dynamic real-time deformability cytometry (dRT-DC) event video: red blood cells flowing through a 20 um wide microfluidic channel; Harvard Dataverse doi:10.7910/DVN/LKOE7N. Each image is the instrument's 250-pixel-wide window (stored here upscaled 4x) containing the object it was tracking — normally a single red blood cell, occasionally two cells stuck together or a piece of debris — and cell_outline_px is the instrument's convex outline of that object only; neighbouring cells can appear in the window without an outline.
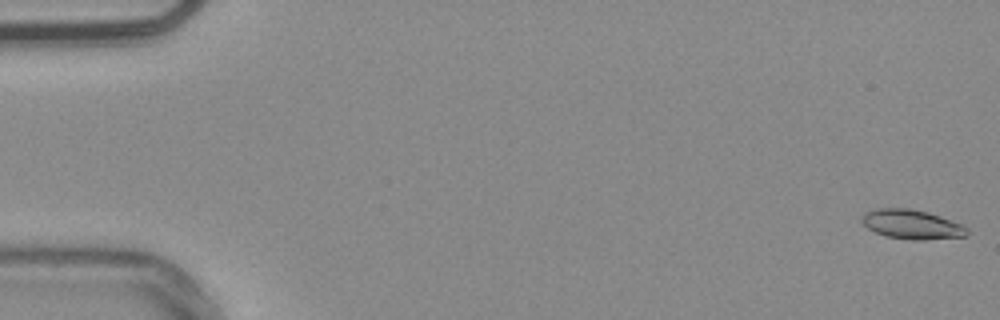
{"species": "common noctule bat (a hibernating species)", "species_latin": "Nyctalus noctula", "temperature_condition": "warm", "stored_images_in_passage": 54, "camera_frame_rate_fps": 3000, "um_per_image_px": 0.085, "animal": {"sex": "male", "body_mass_g": 20.4}, "frame": {"image": 1, "passage_image": 1, "time_ms": 0.0, "image_size_px": [1000, 320], "cell_outline_px": [[968, 236], [924, 240], [912, 240], [884, 236], [868, 228], [860, 220], [864, 212], [876, 208], [908, 208], [928, 212], [940, 216], [960, 224], [968, 228]], "centroid_in_image_um": [77.49, 19.07], "position_along_channel_um": 7.5, "area_um2": 18.09}}
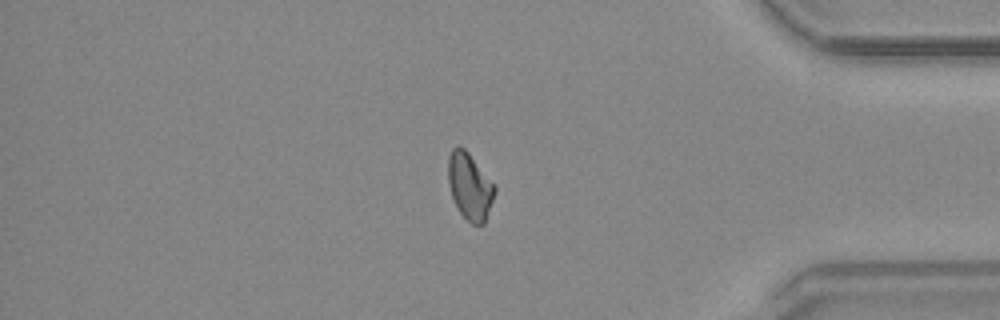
{"frame": {"image": 2, "passage_image": 46, "time_ms": 15.0, "image_size_px": [1000, 320], "cell_outline_px": [[496, 192], [484, 224], [472, 224], [460, 212], [452, 196], [448, 180], [448, 156], [452, 148], [456, 144], [460, 144], [468, 152], [496, 184]], "centroid_in_image_um": [39.95, 15.78], "position_along_channel_um": 395.3, "area_um2": 18.26}}
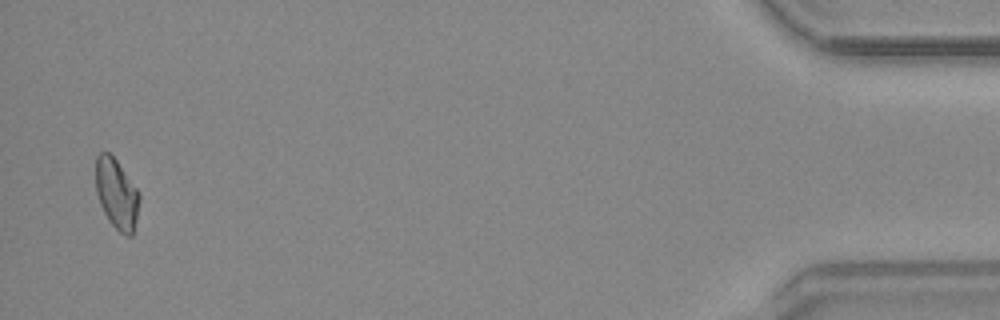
{"frame": {"image": 3, "passage_image": 53, "time_ms": 17.333, "image_size_px": [1000, 320], "cell_outline_px": [[140, 200], [132, 236], [124, 236], [108, 220], [100, 204], [96, 192], [96, 156], [100, 152], [108, 152], [116, 160], [140, 192]], "centroid_in_image_um": [9.91, 16.48], "position_along_channel_um": 425.3, "area_um2": 17.8}, "authors_computed_cell_mechanics": {"area_um2": 17.8891, "velocity_mm_per_s": 3.7889, "shape_relaxation_time_tau1_ms": 8.004, "shape_relaxation_time_tau2_ms": null, "deformation_change_tau1": 0.1562, "deformation_change_tau2": null}}